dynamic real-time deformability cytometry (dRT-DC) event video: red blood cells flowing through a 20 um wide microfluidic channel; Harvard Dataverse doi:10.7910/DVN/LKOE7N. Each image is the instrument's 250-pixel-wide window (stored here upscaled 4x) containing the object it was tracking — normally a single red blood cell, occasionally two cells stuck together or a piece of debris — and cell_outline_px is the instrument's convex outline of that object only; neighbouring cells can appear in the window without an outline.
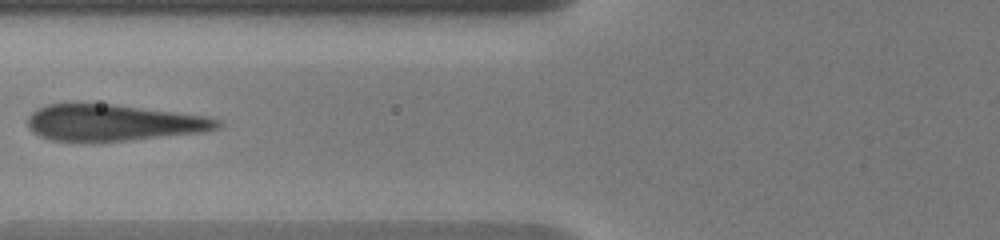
{"species": "human", "species_latin": "Homo sapiens", "temperature_condition": "warm", "stored_images_in_passage": 11, "camera_frame_rate_fps": 3000, "um_per_image_px": 0.085, "donor": {"sex": "male"}, "frame": {"image": 1, "passage_image": 8, "time_ms": 3.333, "image_size_px": [1000, 240], "cell_outline_px": [[224, 124], [220, 128], [204, 132], [128, 140], [52, 140], [40, 136], [32, 132], [28, 128], [28, 116], [36, 108], [48, 104], [112, 104], [208, 116], [220, 120]], "centroid_in_image_um": [9.67, 10.41], "position_along_channel_um": 116.1, "area_um2": 39.88}}